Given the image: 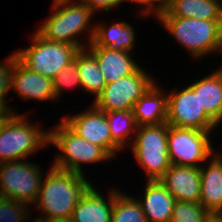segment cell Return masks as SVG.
I'll return each instance as SVG.
<instances>
[{
	"instance_id": "1",
	"label": "cell",
	"mask_w": 222,
	"mask_h": 222,
	"mask_svg": "<svg viewBox=\"0 0 222 222\" xmlns=\"http://www.w3.org/2000/svg\"><path fill=\"white\" fill-rule=\"evenodd\" d=\"M92 181H88L86 175L51 165L41 182L35 202L36 210L41 214L35 218L43 221L71 218L77 203L94 184Z\"/></svg>"
},
{
	"instance_id": "2",
	"label": "cell",
	"mask_w": 222,
	"mask_h": 222,
	"mask_svg": "<svg viewBox=\"0 0 222 222\" xmlns=\"http://www.w3.org/2000/svg\"><path fill=\"white\" fill-rule=\"evenodd\" d=\"M50 9H53L51 15L36 29L42 37L73 44L79 49L86 48L92 42L95 25L91 27L90 23L94 13L82 0H53ZM85 32L88 34L86 43L78 38Z\"/></svg>"
},
{
	"instance_id": "3",
	"label": "cell",
	"mask_w": 222,
	"mask_h": 222,
	"mask_svg": "<svg viewBox=\"0 0 222 222\" xmlns=\"http://www.w3.org/2000/svg\"><path fill=\"white\" fill-rule=\"evenodd\" d=\"M158 21L193 58L222 52V21L174 17L167 10Z\"/></svg>"
},
{
	"instance_id": "4",
	"label": "cell",
	"mask_w": 222,
	"mask_h": 222,
	"mask_svg": "<svg viewBox=\"0 0 222 222\" xmlns=\"http://www.w3.org/2000/svg\"><path fill=\"white\" fill-rule=\"evenodd\" d=\"M38 123L15 112L0 124V164L27 159L49 145V131Z\"/></svg>"
},
{
	"instance_id": "5",
	"label": "cell",
	"mask_w": 222,
	"mask_h": 222,
	"mask_svg": "<svg viewBox=\"0 0 222 222\" xmlns=\"http://www.w3.org/2000/svg\"><path fill=\"white\" fill-rule=\"evenodd\" d=\"M48 131L49 146L52 144L60 150L57 153L61 152L55 154L54 167L85 175L83 165L113 159L102 147L78 136L62 120Z\"/></svg>"
},
{
	"instance_id": "6",
	"label": "cell",
	"mask_w": 222,
	"mask_h": 222,
	"mask_svg": "<svg viewBox=\"0 0 222 222\" xmlns=\"http://www.w3.org/2000/svg\"><path fill=\"white\" fill-rule=\"evenodd\" d=\"M167 122L141 125L136 129L130 145L135 161L146 172L147 180L160 179L171 166L168 154Z\"/></svg>"
},
{
	"instance_id": "7",
	"label": "cell",
	"mask_w": 222,
	"mask_h": 222,
	"mask_svg": "<svg viewBox=\"0 0 222 222\" xmlns=\"http://www.w3.org/2000/svg\"><path fill=\"white\" fill-rule=\"evenodd\" d=\"M31 38L32 43L29 47L14 53L26 68L52 80L74 60L80 50L73 44L47 40L37 31L33 32Z\"/></svg>"
},
{
	"instance_id": "8",
	"label": "cell",
	"mask_w": 222,
	"mask_h": 222,
	"mask_svg": "<svg viewBox=\"0 0 222 222\" xmlns=\"http://www.w3.org/2000/svg\"><path fill=\"white\" fill-rule=\"evenodd\" d=\"M26 159L0 164V197L28 205L37 201L43 172Z\"/></svg>"
},
{
	"instance_id": "9",
	"label": "cell",
	"mask_w": 222,
	"mask_h": 222,
	"mask_svg": "<svg viewBox=\"0 0 222 222\" xmlns=\"http://www.w3.org/2000/svg\"><path fill=\"white\" fill-rule=\"evenodd\" d=\"M212 131L168 127V154L171 164L200 168L215 153Z\"/></svg>"
},
{
	"instance_id": "10",
	"label": "cell",
	"mask_w": 222,
	"mask_h": 222,
	"mask_svg": "<svg viewBox=\"0 0 222 222\" xmlns=\"http://www.w3.org/2000/svg\"><path fill=\"white\" fill-rule=\"evenodd\" d=\"M146 71L140 65L131 75L106 83L102 93L92 104L103 112L132 110L138 99L156 82Z\"/></svg>"
},
{
	"instance_id": "11",
	"label": "cell",
	"mask_w": 222,
	"mask_h": 222,
	"mask_svg": "<svg viewBox=\"0 0 222 222\" xmlns=\"http://www.w3.org/2000/svg\"><path fill=\"white\" fill-rule=\"evenodd\" d=\"M172 88L168 95L167 120L170 126L192 128L201 131L216 130L218 125L200 106L198 95L188 85L179 91Z\"/></svg>"
},
{
	"instance_id": "12",
	"label": "cell",
	"mask_w": 222,
	"mask_h": 222,
	"mask_svg": "<svg viewBox=\"0 0 222 222\" xmlns=\"http://www.w3.org/2000/svg\"><path fill=\"white\" fill-rule=\"evenodd\" d=\"M91 106L75 113L76 115H65L61 120L78 136L102 147L115 159L117 152H121L122 149L111 139L105 112L98 110L93 104Z\"/></svg>"
},
{
	"instance_id": "13",
	"label": "cell",
	"mask_w": 222,
	"mask_h": 222,
	"mask_svg": "<svg viewBox=\"0 0 222 222\" xmlns=\"http://www.w3.org/2000/svg\"><path fill=\"white\" fill-rule=\"evenodd\" d=\"M11 90L23 100L56 101L53 80L26 68L16 57L11 74Z\"/></svg>"
},
{
	"instance_id": "14",
	"label": "cell",
	"mask_w": 222,
	"mask_h": 222,
	"mask_svg": "<svg viewBox=\"0 0 222 222\" xmlns=\"http://www.w3.org/2000/svg\"><path fill=\"white\" fill-rule=\"evenodd\" d=\"M159 180L175 200L200 203V168L171 164Z\"/></svg>"
},
{
	"instance_id": "15",
	"label": "cell",
	"mask_w": 222,
	"mask_h": 222,
	"mask_svg": "<svg viewBox=\"0 0 222 222\" xmlns=\"http://www.w3.org/2000/svg\"><path fill=\"white\" fill-rule=\"evenodd\" d=\"M98 189L92 185L86 191L72 212V222H111L114 200L120 190L114 187L109 189L105 198Z\"/></svg>"
},
{
	"instance_id": "16",
	"label": "cell",
	"mask_w": 222,
	"mask_h": 222,
	"mask_svg": "<svg viewBox=\"0 0 222 222\" xmlns=\"http://www.w3.org/2000/svg\"><path fill=\"white\" fill-rule=\"evenodd\" d=\"M95 57L106 83H112L134 73L140 66L132 52L102 46L86 47Z\"/></svg>"
},
{
	"instance_id": "17",
	"label": "cell",
	"mask_w": 222,
	"mask_h": 222,
	"mask_svg": "<svg viewBox=\"0 0 222 222\" xmlns=\"http://www.w3.org/2000/svg\"><path fill=\"white\" fill-rule=\"evenodd\" d=\"M143 200H137L148 222H170L175 198L159 180H147Z\"/></svg>"
},
{
	"instance_id": "18",
	"label": "cell",
	"mask_w": 222,
	"mask_h": 222,
	"mask_svg": "<svg viewBox=\"0 0 222 222\" xmlns=\"http://www.w3.org/2000/svg\"><path fill=\"white\" fill-rule=\"evenodd\" d=\"M218 153L215 152L205 162L206 166L200 167V204L210 213H218L222 209V155Z\"/></svg>"
},
{
	"instance_id": "19",
	"label": "cell",
	"mask_w": 222,
	"mask_h": 222,
	"mask_svg": "<svg viewBox=\"0 0 222 222\" xmlns=\"http://www.w3.org/2000/svg\"><path fill=\"white\" fill-rule=\"evenodd\" d=\"M156 81L133 106L137 126L158 125L167 120L168 95Z\"/></svg>"
},
{
	"instance_id": "20",
	"label": "cell",
	"mask_w": 222,
	"mask_h": 222,
	"mask_svg": "<svg viewBox=\"0 0 222 222\" xmlns=\"http://www.w3.org/2000/svg\"><path fill=\"white\" fill-rule=\"evenodd\" d=\"M189 86L198 95L200 106L217 124L222 122V70L218 67L200 80L191 82Z\"/></svg>"
},
{
	"instance_id": "21",
	"label": "cell",
	"mask_w": 222,
	"mask_h": 222,
	"mask_svg": "<svg viewBox=\"0 0 222 222\" xmlns=\"http://www.w3.org/2000/svg\"><path fill=\"white\" fill-rule=\"evenodd\" d=\"M104 22L95 23L92 42L88 46H102L113 50L129 51L135 48V30L128 22L120 21L106 25Z\"/></svg>"
},
{
	"instance_id": "22",
	"label": "cell",
	"mask_w": 222,
	"mask_h": 222,
	"mask_svg": "<svg viewBox=\"0 0 222 222\" xmlns=\"http://www.w3.org/2000/svg\"><path fill=\"white\" fill-rule=\"evenodd\" d=\"M167 11L174 17L222 21V0H175Z\"/></svg>"
},
{
	"instance_id": "23",
	"label": "cell",
	"mask_w": 222,
	"mask_h": 222,
	"mask_svg": "<svg viewBox=\"0 0 222 222\" xmlns=\"http://www.w3.org/2000/svg\"><path fill=\"white\" fill-rule=\"evenodd\" d=\"M78 72L82 91L95 95V100L105 88L106 81L96 57L87 48L78 51Z\"/></svg>"
},
{
	"instance_id": "24",
	"label": "cell",
	"mask_w": 222,
	"mask_h": 222,
	"mask_svg": "<svg viewBox=\"0 0 222 222\" xmlns=\"http://www.w3.org/2000/svg\"><path fill=\"white\" fill-rule=\"evenodd\" d=\"M105 115L110 128L111 139L122 151H125V148L132 144L133 136H135L138 127L133 110L105 112Z\"/></svg>"
},
{
	"instance_id": "25",
	"label": "cell",
	"mask_w": 222,
	"mask_h": 222,
	"mask_svg": "<svg viewBox=\"0 0 222 222\" xmlns=\"http://www.w3.org/2000/svg\"><path fill=\"white\" fill-rule=\"evenodd\" d=\"M119 191L114 200L111 222H148L134 195Z\"/></svg>"
},
{
	"instance_id": "26",
	"label": "cell",
	"mask_w": 222,
	"mask_h": 222,
	"mask_svg": "<svg viewBox=\"0 0 222 222\" xmlns=\"http://www.w3.org/2000/svg\"><path fill=\"white\" fill-rule=\"evenodd\" d=\"M210 214L200 203L175 200L170 222H205Z\"/></svg>"
},
{
	"instance_id": "27",
	"label": "cell",
	"mask_w": 222,
	"mask_h": 222,
	"mask_svg": "<svg viewBox=\"0 0 222 222\" xmlns=\"http://www.w3.org/2000/svg\"><path fill=\"white\" fill-rule=\"evenodd\" d=\"M81 88L78 72V52L74 60L66 65L53 79V90L57 100L62 96L65 89Z\"/></svg>"
},
{
	"instance_id": "28",
	"label": "cell",
	"mask_w": 222,
	"mask_h": 222,
	"mask_svg": "<svg viewBox=\"0 0 222 222\" xmlns=\"http://www.w3.org/2000/svg\"><path fill=\"white\" fill-rule=\"evenodd\" d=\"M23 202L0 197V222H27L32 219L30 206ZM31 216V217H30Z\"/></svg>"
},
{
	"instance_id": "29",
	"label": "cell",
	"mask_w": 222,
	"mask_h": 222,
	"mask_svg": "<svg viewBox=\"0 0 222 222\" xmlns=\"http://www.w3.org/2000/svg\"><path fill=\"white\" fill-rule=\"evenodd\" d=\"M16 61V54L13 52L9 55L4 63H0V101L5 102L7 105V94L11 91V74L13 64Z\"/></svg>"
},
{
	"instance_id": "30",
	"label": "cell",
	"mask_w": 222,
	"mask_h": 222,
	"mask_svg": "<svg viewBox=\"0 0 222 222\" xmlns=\"http://www.w3.org/2000/svg\"><path fill=\"white\" fill-rule=\"evenodd\" d=\"M89 9L95 14L99 12L107 11L109 12L112 8L116 9L121 5L124 4V0H82Z\"/></svg>"
},
{
	"instance_id": "31",
	"label": "cell",
	"mask_w": 222,
	"mask_h": 222,
	"mask_svg": "<svg viewBox=\"0 0 222 222\" xmlns=\"http://www.w3.org/2000/svg\"><path fill=\"white\" fill-rule=\"evenodd\" d=\"M126 1H129L128 3L132 2L138 4V6L140 5V16L142 15L145 18L148 16L150 17V15H154L156 17V0H124L125 3Z\"/></svg>"
},
{
	"instance_id": "32",
	"label": "cell",
	"mask_w": 222,
	"mask_h": 222,
	"mask_svg": "<svg viewBox=\"0 0 222 222\" xmlns=\"http://www.w3.org/2000/svg\"><path fill=\"white\" fill-rule=\"evenodd\" d=\"M13 113L11 106H8L5 102L0 101V124L5 122Z\"/></svg>"
},
{
	"instance_id": "33",
	"label": "cell",
	"mask_w": 222,
	"mask_h": 222,
	"mask_svg": "<svg viewBox=\"0 0 222 222\" xmlns=\"http://www.w3.org/2000/svg\"><path fill=\"white\" fill-rule=\"evenodd\" d=\"M175 0H156V18L166 11Z\"/></svg>"
},
{
	"instance_id": "34",
	"label": "cell",
	"mask_w": 222,
	"mask_h": 222,
	"mask_svg": "<svg viewBox=\"0 0 222 222\" xmlns=\"http://www.w3.org/2000/svg\"><path fill=\"white\" fill-rule=\"evenodd\" d=\"M205 222H222V219L218 216L217 213H211Z\"/></svg>"
},
{
	"instance_id": "35",
	"label": "cell",
	"mask_w": 222,
	"mask_h": 222,
	"mask_svg": "<svg viewBox=\"0 0 222 222\" xmlns=\"http://www.w3.org/2000/svg\"><path fill=\"white\" fill-rule=\"evenodd\" d=\"M48 222H72V220L69 219H61V220H48Z\"/></svg>"
},
{
	"instance_id": "36",
	"label": "cell",
	"mask_w": 222,
	"mask_h": 222,
	"mask_svg": "<svg viewBox=\"0 0 222 222\" xmlns=\"http://www.w3.org/2000/svg\"><path fill=\"white\" fill-rule=\"evenodd\" d=\"M30 222H48V221H43V220L36 218L34 220L32 219V221H30Z\"/></svg>"
},
{
	"instance_id": "37",
	"label": "cell",
	"mask_w": 222,
	"mask_h": 222,
	"mask_svg": "<svg viewBox=\"0 0 222 222\" xmlns=\"http://www.w3.org/2000/svg\"><path fill=\"white\" fill-rule=\"evenodd\" d=\"M217 214L222 219V209Z\"/></svg>"
}]
</instances>
